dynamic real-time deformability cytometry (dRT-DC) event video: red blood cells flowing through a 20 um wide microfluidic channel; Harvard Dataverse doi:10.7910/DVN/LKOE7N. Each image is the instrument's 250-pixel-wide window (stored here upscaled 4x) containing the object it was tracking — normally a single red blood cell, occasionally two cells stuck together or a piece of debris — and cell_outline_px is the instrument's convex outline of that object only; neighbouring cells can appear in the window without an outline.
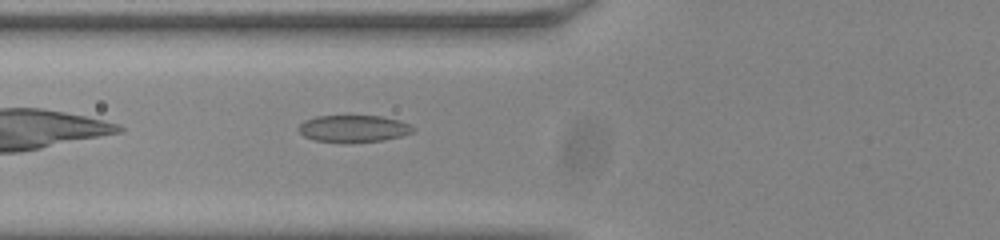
{"species": "common noctule bat (a hibernating species)", "species_latin": "Nyctalus noctula", "temperature_condition": "room temperature", "stored_images_in_passage": 35, "camera_frame_rate_fps": 3000, "um_per_image_px": 0.085, "animal": {"sex": "male", "body_mass_g": 20.0, "forearm_length_mm": 53.3}, "frame": {"image": 1, "passage_image": 4, "time_ms": 1.0, "image_size_px": [1000, 240], "cell_outline_px": [[416, 128], [412, 132], [400, 136], [384, 140], [348, 144], [316, 140], [304, 136], [296, 128], [304, 120], [316, 116], [380, 116], [400, 120]], "centroid_in_image_um": [30.03, 10.95], "position_along_channel_um": 95.8, "area_um2": 18.26}}
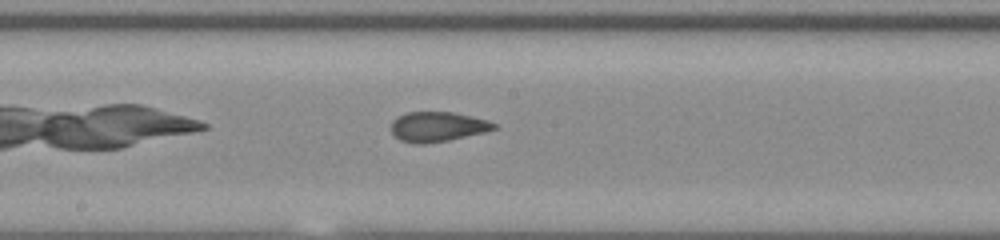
{"frame": {"image": 2, "passage_image": 13, "time_ms": 4.0, "image_size_px": [1000, 240], "cell_outline_px": [[496, 128], [484, 132], [448, 140], [424, 144], [412, 144], [400, 140], [392, 132], [392, 120], [396, 116], [408, 112], [452, 112], [472, 116], [488, 120], [496, 124]], "centroid_in_image_um": [37.17, 10.77], "position_along_channel_um": 211.0, "area_um2": 17.86}}
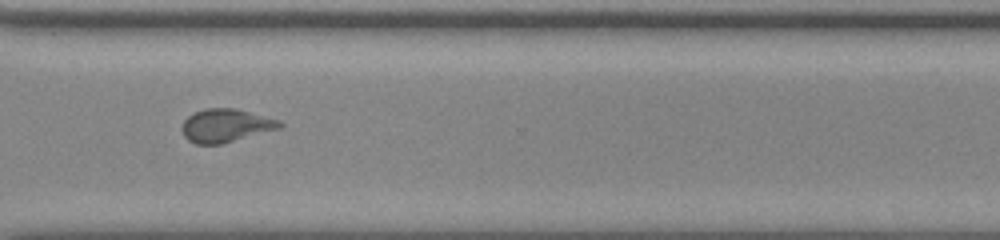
{"frame": {"image": 3, "passage_image": 24, "time_ms": 7.667, "image_size_px": [1000, 240], "cell_outline_px": [[284, 124], [280, 128], [220, 144], [196, 144], [188, 140], [184, 136], [180, 128], [184, 120], [188, 116], [204, 108], [236, 108], [280, 120]], "centroid_in_image_um": [19.17, 10.66], "position_along_channel_um": 351.4, "area_um2": 18.9}}